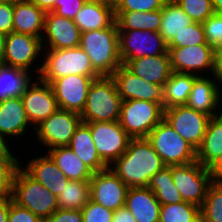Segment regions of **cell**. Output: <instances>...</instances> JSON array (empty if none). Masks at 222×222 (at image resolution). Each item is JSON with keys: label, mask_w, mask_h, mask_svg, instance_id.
<instances>
[{"label": "cell", "mask_w": 222, "mask_h": 222, "mask_svg": "<svg viewBox=\"0 0 222 222\" xmlns=\"http://www.w3.org/2000/svg\"><path fill=\"white\" fill-rule=\"evenodd\" d=\"M111 222H137L131 212L124 206L114 211Z\"/></svg>", "instance_id": "49"}, {"label": "cell", "mask_w": 222, "mask_h": 222, "mask_svg": "<svg viewBox=\"0 0 222 222\" xmlns=\"http://www.w3.org/2000/svg\"><path fill=\"white\" fill-rule=\"evenodd\" d=\"M9 216V196L0 200V222H8Z\"/></svg>", "instance_id": "51"}, {"label": "cell", "mask_w": 222, "mask_h": 222, "mask_svg": "<svg viewBox=\"0 0 222 222\" xmlns=\"http://www.w3.org/2000/svg\"><path fill=\"white\" fill-rule=\"evenodd\" d=\"M45 222H83L81 210L57 209Z\"/></svg>", "instance_id": "47"}, {"label": "cell", "mask_w": 222, "mask_h": 222, "mask_svg": "<svg viewBox=\"0 0 222 222\" xmlns=\"http://www.w3.org/2000/svg\"><path fill=\"white\" fill-rule=\"evenodd\" d=\"M32 131H34V127L27 118L21 97L0 101V135L9 145L13 144L15 148L12 141L23 142L21 139L30 135Z\"/></svg>", "instance_id": "20"}, {"label": "cell", "mask_w": 222, "mask_h": 222, "mask_svg": "<svg viewBox=\"0 0 222 222\" xmlns=\"http://www.w3.org/2000/svg\"><path fill=\"white\" fill-rule=\"evenodd\" d=\"M13 149L7 153H0V195L11 196L13 178L20 166L21 159L13 154Z\"/></svg>", "instance_id": "38"}, {"label": "cell", "mask_w": 222, "mask_h": 222, "mask_svg": "<svg viewBox=\"0 0 222 222\" xmlns=\"http://www.w3.org/2000/svg\"><path fill=\"white\" fill-rule=\"evenodd\" d=\"M83 222H111L114 211L89 200L81 210Z\"/></svg>", "instance_id": "42"}, {"label": "cell", "mask_w": 222, "mask_h": 222, "mask_svg": "<svg viewBox=\"0 0 222 222\" xmlns=\"http://www.w3.org/2000/svg\"><path fill=\"white\" fill-rule=\"evenodd\" d=\"M211 181L213 183L222 182V155L217 158L209 167Z\"/></svg>", "instance_id": "48"}, {"label": "cell", "mask_w": 222, "mask_h": 222, "mask_svg": "<svg viewBox=\"0 0 222 222\" xmlns=\"http://www.w3.org/2000/svg\"><path fill=\"white\" fill-rule=\"evenodd\" d=\"M201 222H222V184L211 183L203 205L200 207Z\"/></svg>", "instance_id": "37"}, {"label": "cell", "mask_w": 222, "mask_h": 222, "mask_svg": "<svg viewBox=\"0 0 222 222\" xmlns=\"http://www.w3.org/2000/svg\"><path fill=\"white\" fill-rule=\"evenodd\" d=\"M164 118V109L155 102L122 101L119 123L131 138H146Z\"/></svg>", "instance_id": "8"}, {"label": "cell", "mask_w": 222, "mask_h": 222, "mask_svg": "<svg viewBox=\"0 0 222 222\" xmlns=\"http://www.w3.org/2000/svg\"><path fill=\"white\" fill-rule=\"evenodd\" d=\"M29 71L0 64V101L21 97L27 86L35 79Z\"/></svg>", "instance_id": "30"}, {"label": "cell", "mask_w": 222, "mask_h": 222, "mask_svg": "<svg viewBox=\"0 0 222 222\" xmlns=\"http://www.w3.org/2000/svg\"><path fill=\"white\" fill-rule=\"evenodd\" d=\"M222 155V114L211 117L201 146L196 150V161L208 168Z\"/></svg>", "instance_id": "29"}, {"label": "cell", "mask_w": 222, "mask_h": 222, "mask_svg": "<svg viewBox=\"0 0 222 222\" xmlns=\"http://www.w3.org/2000/svg\"><path fill=\"white\" fill-rule=\"evenodd\" d=\"M148 187L153 191L161 205L183 202L181 194L173 182L169 166L156 172L152 176Z\"/></svg>", "instance_id": "34"}, {"label": "cell", "mask_w": 222, "mask_h": 222, "mask_svg": "<svg viewBox=\"0 0 222 222\" xmlns=\"http://www.w3.org/2000/svg\"><path fill=\"white\" fill-rule=\"evenodd\" d=\"M185 105L210 117L222 114V88L213 74L195 78Z\"/></svg>", "instance_id": "21"}, {"label": "cell", "mask_w": 222, "mask_h": 222, "mask_svg": "<svg viewBox=\"0 0 222 222\" xmlns=\"http://www.w3.org/2000/svg\"><path fill=\"white\" fill-rule=\"evenodd\" d=\"M14 0H0V32H13Z\"/></svg>", "instance_id": "46"}, {"label": "cell", "mask_w": 222, "mask_h": 222, "mask_svg": "<svg viewBox=\"0 0 222 222\" xmlns=\"http://www.w3.org/2000/svg\"><path fill=\"white\" fill-rule=\"evenodd\" d=\"M210 116L186 106L164 109V119L185 141L197 150L203 141Z\"/></svg>", "instance_id": "14"}, {"label": "cell", "mask_w": 222, "mask_h": 222, "mask_svg": "<svg viewBox=\"0 0 222 222\" xmlns=\"http://www.w3.org/2000/svg\"><path fill=\"white\" fill-rule=\"evenodd\" d=\"M193 22L175 0H167L162 7V22L159 34L168 44L176 34H179Z\"/></svg>", "instance_id": "33"}, {"label": "cell", "mask_w": 222, "mask_h": 222, "mask_svg": "<svg viewBox=\"0 0 222 222\" xmlns=\"http://www.w3.org/2000/svg\"><path fill=\"white\" fill-rule=\"evenodd\" d=\"M208 44L204 34L202 23L193 22L185 27L179 34L167 44V48H179Z\"/></svg>", "instance_id": "39"}, {"label": "cell", "mask_w": 222, "mask_h": 222, "mask_svg": "<svg viewBox=\"0 0 222 222\" xmlns=\"http://www.w3.org/2000/svg\"><path fill=\"white\" fill-rule=\"evenodd\" d=\"M57 200L58 209L82 210L90 200V182L69 180Z\"/></svg>", "instance_id": "35"}, {"label": "cell", "mask_w": 222, "mask_h": 222, "mask_svg": "<svg viewBox=\"0 0 222 222\" xmlns=\"http://www.w3.org/2000/svg\"><path fill=\"white\" fill-rule=\"evenodd\" d=\"M173 72L208 76L214 73L216 49L209 44L168 48Z\"/></svg>", "instance_id": "11"}, {"label": "cell", "mask_w": 222, "mask_h": 222, "mask_svg": "<svg viewBox=\"0 0 222 222\" xmlns=\"http://www.w3.org/2000/svg\"><path fill=\"white\" fill-rule=\"evenodd\" d=\"M10 145L3 139V137L0 135V153H7L11 151Z\"/></svg>", "instance_id": "55"}, {"label": "cell", "mask_w": 222, "mask_h": 222, "mask_svg": "<svg viewBox=\"0 0 222 222\" xmlns=\"http://www.w3.org/2000/svg\"><path fill=\"white\" fill-rule=\"evenodd\" d=\"M79 47L101 76H111L122 65L116 21L107 28L82 32Z\"/></svg>", "instance_id": "2"}, {"label": "cell", "mask_w": 222, "mask_h": 222, "mask_svg": "<svg viewBox=\"0 0 222 222\" xmlns=\"http://www.w3.org/2000/svg\"><path fill=\"white\" fill-rule=\"evenodd\" d=\"M81 122L80 114L58 109L35 126L31 135H36V141L39 142L37 144L41 143L46 152L47 149L67 146Z\"/></svg>", "instance_id": "9"}, {"label": "cell", "mask_w": 222, "mask_h": 222, "mask_svg": "<svg viewBox=\"0 0 222 222\" xmlns=\"http://www.w3.org/2000/svg\"><path fill=\"white\" fill-rule=\"evenodd\" d=\"M30 3L35 4L37 7L42 9L45 13L54 10L55 0H28Z\"/></svg>", "instance_id": "52"}, {"label": "cell", "mask_w": 222, "mask_h": 222, "mask_svg": "<svg viewBox=\"0 0 222 222\" xmlns=\"http://www.w3.org/2000/svg\"><path fill=\"white\" fill-rule=\"evenodd\" d=\"M118 30H149L159 32L162 22V9L151 12L115 11Z\"/></svg>", "instance_id": "31"}, {"label": "cell", "mask_w": 222, "mask_h": 222, "mask_svg": "<svg viewBox=\"0 0 222 222\" xmlns=\"http://www.w3.org/2000/svg\"><path fill=\"white\" fill-rule=\"evenodd\" d=\"M98 77L100 76L69 75L53 80L50 86L59 109L81 114L90 85Z\"/></svg>", "instance_id": "15"}, {"label": "cell", "mask_w": 222, "mask_h": 222, "mask_svg": "<svg viewBox=\"0 0 222 222\" xmlns=\"http://www.w3.org/2000/svg\"><path fill=\"white\" fill-rule=\"evenodd\" d=\"M90 182V200L117 210L125 206L128 186L108 167L92 174Z\"/></svg>", "instance_id": "16"}, {"label": "cell", "mask_w": 222, "mask_h": 222, "mask_svg": "<svg viewBox=\"0 0 222 222\" xmlns=\"http://www.w3.org/2000/svg\"><path fill=\"white\" fill-rule=\"evenodd\" d=\"M122 98L111 76H100L88 90L85 107L80 114L82 122L119 121Z\"/></svg>", "instance_id": "3"}, {"label": "cell", "mask_w": 222, "mask_h": 222, "mask_svg": "<svg viewBox=\"0 0 222 222\" xmlns=\"http://www.w3.org/2000/svg\"><path fill=\"white\" fill-rule=\"evenodd\" d=\"M45 153V155H44ZM27 161V162H26ZM20 166L36 181L46 186L56 197L62 192L67 185V179L64 173L57 167L52 158L43 151V155L33 156Z\"/></svg>", "instance_id": "22"}, {"label": "cell", "mask_w": 222, "mask_h": 222, "mask_svg": "<svg viewBox=\"0 0 222 222\" xmlns=\"http://www.w3.org/2000/svg\"><path fill=\"white\" fill-rule=\"evenodd\" d=\"M27 118L33 127L59 109L52 87L39 77L27 86L21 96Z\"/></svg>", "instance_id": "19"}, {"label": "cell", "mask_w": 222, "mask_h": 222, "mask_svg": "<svg viewBox=\"0 0 222 222\" xmlns=\"http://www.w3.org/2000/svg\"><path fill=\"white\" fill-rule=\"evenodd\" d=\"M206 41L218 49L222 46V15L213 14L202 23Z\"/></svg>", "instance_id": "41"}, {"label": "cell", "mask_w": 222, "mask_h": 222, "mask_svg": "<svg viewBox=\"0 0 222 222\" xmlns=\"http://www.w3.org/2000/svg\"><path fill=\"white\" fill-rule=\"evenodd\" d=\"M166 166L196 161V150L163 118L146 137Z\"/></svg>", "instance_id": "6"}, {"label": "cell", "mask_w": 222, "mask_h": 222, "mask_svg": "<svg viewBox=\"0 0 222 222\" xmlns=\"http://www.w3.org/2000/svg\"><path fill=\"white\" fill-rule=\"evenodd\" d=\"M102 1L106 6L112 8L114 11L121 5L123 0H100Z\"/></svg>", "instance_id": "54"}, {"label": "cell", "mask_w": 222, "mask_h": 222, "mask_svg": "<svg viewBox=\"0 0 222 222\" xmlns=\"http://www.w3.org/2000/svg\"><path fill=\"white\" fill-rule=\"evenodd\" d=\"M8 222H45L40 217L34 215L29 209L20 207L12 201L9 196V216Z\"/></svg>", "instance_id": "44"}, {"label": "cell", "mask_w": 222, "mask_h": 222, "mask_svg": "<svg viewBox=\"0 0 222 222\" xmlns=\"http://www.w3.org/2000/svg\"><path fill=\"white\" fill-rule=\"evenodd\" d=\"M173 182L183 201L203 205L207 189L212 183L209 169L198 161L184 165H170Z\"/></svg>", "instance_id": "10"}, {"label": "cell", "mask_w": 222, "mask_h": 222, "mask_svg": "<svg viewBox=\"0 0 222 222\" xmlns=\"http://www.w3.org/2000/svg\"><path fill=\"white\" fill-rule=\"evenodd\" d=\"M122 65L144 81L162 86L168 81L173 72L168 51L162 55L122 61Z\"/></svg>", "instance_id": "23"}, {"label": "cell", "mask_w": 222, "mask_h": 222, "mask_svg": "<svg viewBox=\"0 0 222 222\" xmlns=\"http://www.w3.org/2000/svg\"><path fill=\"white\" fill-rule=\"evenodd\" d=\"M6 34L0 32V64H3V58L5 54Z\"/></svg>", "instance_id": "53"}, {"label": "cell", "mask_w": 222, "mask_h": 222, "mask_svg": "<svg viewBox=\"0 0 222 222\" xmlns=\"http://www.w3.org/2000/svg\"><path fill=\"white\" fill-rule=\"evenodd\" d=\"M12 201L29 209L46 221L57 209V197L43 184L32 178L21 166L15 172L12 186Z\"/></svg>", "instance_id": "4"}, {"label": "cell", "mask_w": 222, "mask_h": 222, "mask_svg": "<svg viewBox=\"0 0 222 222\" xmlns=\"http://www.w3.org/2000/svg\"><path fill=\"white\" fill-rule=\"evenodd\" d=\"M87 0H55L53 12L73 19Z\"/></svg>", "instance_id": "45"}, {"label": "cell", "mask_w": 222, "mask_h": 222, "mask_svg": "<svg viewBox=\"0 0 222 222\" xmlns=\"http://www.w3.org/2000/svg\"><path fill=\"white\" fill-rule=\"evenodd\" d=\"M115 11L100 0H87L73 18L80 32L100 30L115 22Z\"/></svg>", "instance_id": "25"}, {"label": "cell", "mask_w": 222, "mask_h": 222, "mask_svg": "<svg viewBox=\"0 0 222 222\" xmlns=\"http://www.w3.org/2000/svg\"><path fill=\"white\" fill-rule=\"evenodd\" d=\"M164 167L147 138H132L124 154L109 166L128 188L148 187L152 176Z\"/></svg>", "instance_id": "1"}, {"label": "cell", "mask_w": 222, "mask_h": 222, "mask_svg": "<svg viewBox=\"0 0 222 222\" xmlns=\"http://www.w3.org/2000/svg\"><path fill=\"white\" fill-rule=\"evenodd\" d=\"M125 207L137 222H159L161 204L149 187L128 188Z\"/></svg>", "instance_id": "24"}, {"label": "cell", "mask_w": 222, "mask_h": 222, "mask_svg": "<svg viewBox=\"0 0 222 222\" xmlns=\"http://www.w3.org/2000/svg\"><path fill=\"white\" fill-rule=\"evenodd\" d=\"M197 75L172 72L163 86L164 109L185 105Z\"/></svg>", "instance_id": "32"}, {"label": "cell", "mask_w": 222, "mask_h": 222, "mask_svg": "<svg viewBox=\"0 0 222 222\" xmlns=\"http://www.w3.org/2000/svg\"><path fill=\"white\" fill-rule=\"evenodd\" d=\"M119 53L122 61L139 57L162 55L168 51L167 43L159 32L149 30H118Z\"/></svg>", "instance_id": "13"}, {"label": "cell", "mask_w": 222, "mask_h": 222, "mask_svg": "<svg viewBox=\"0 0 222 222\" xmlns=\"http://www.w3.org/2000/svg\"><path fill=\"white\" fill-rule=\"evenodd\" d=\"M167 0H123L115 11L151 12L162 9Z\"/></svg>", "instance_id": "43"}, {"label": "cell", "mask_w": 222, "mask_h": 222, "mask_svg": "<svg viewBox=\"0 0 222 222\" xmlns=\"http://www.w3.org/2000/svg\"><path fill=\"white\" fill-rule=\"evenodd\" d=\"M39 78L47 83L69 76H101L92 66L89 56L81 47L43 50Z\"/></svg>", "instance_id": "5"}, {"label": "cell", "mask_w": 222, "mask_h": 222, "mask_svg": "<svg viewBox=\"0 0 222 222\" xmlns=\"http://www.w3.org/2000/svg\"><path fill=\"white\" fill-rule=\"evenodd\" d=\"M215 14L222 15V0H212Z\"/></svg>", "instance_id": "56"}, {"label": "cell", "mask_w": 222, "mask_h": 222, "mask_svg": "<svg viewBox=\"0 0 222 222\" xmlns=\"http://www.w3.org/2000/svg\"><path fill=\"white\" fill-rule=\"evenodd\" d=\"M123 101L143 100L158 103L164 109L163 86L146 82L121 65L112 75Z\"/></svg>", "instance_id": "18"}, {"label": "cell", "mask_w": 222, "mask_h": 222, "mask_svg": "<svg viewBox=\"0 0 222 222\" xmlns=\"http://www.w3.org/2000/svg\"><path fill=\"white\" fill-rule=\"evenodd\" d=\"M159 222H201L200 207L186 201L161 205Z\"/></svg>", "instance_id": "36"}, {"label": "cell", "mask_w": 222, "mask_h": 222, "mask_svg": "<svg viewBox=\"0 0 222 222\" xmlns=\"http://www.w3.org/2000/svg\"><path fill=\"white\" fill-rule=\"evenodd\" d=\"M81 32L73 19L46 12L42 35L43 50L69 49L80 46Z\"/></svg>", "instance_id": "17"}, {"label": "cell", "mask_w": 222, "mask_h": 222, "mask_svg": "<svg viewBox=\"0 0 222 222\" xmlns=\"http://www.w3.org/2000/svg\"><path fill=\"white\" fill-rule=\"evenodd\" d=\"M182 10L194 21L203 23L215 14L212 0H175Z\"/></svg>", "instance_id": "40"}, {"label": "cell", "mask_w": 222, "mask_h": 222, "mask_svg": "<svg viewBox=\"0 0 222 222\" xmlns=\"http://www.w3.org/2000/svg\"><path fill=\"white\" fill-rule=\"evenodd\" d=\"M93 172L107 169L109 166L100 158L94 145L90 126L81 122L67 145Z\"/></svg>", "instance_id": "27"}, {"label": "cell", "mask_w": 222, "mask_h": 222, "mask_svg": "<svg viewBox=\"0 0 222 222\" xmlns=\"http://www.w3.org/2000/svg\"><path fill=\"white\" fill-rule=\"evenodd\" d=\"M45 12L28 0H14L13 32L42 38Z\"/></svg>", "instance_id": "26"}, {"label": "cell", "mask_w": 222, "mask_h": 222, "mask_svg": "<svg viewBox=\"0 0 222 222\" xmlns=\"http://www.w3.org/2000/svg\"><path fill=\"white\" fill-rule=\"evenodd\" d=\"M57 167L69 180L90 181L93 172L68 146L54 147L46 151Z\"/></svg>", "instance_id": "28"}, {"label": "cell", "mask_w": 222, "mask_h": 222, "mask_svg": "<svg viewBox=\"0 0 222 222\" xmlns=\"http://www.w3.org/2000/svg\"><path fill=\"white\" fill-rule=\"evenodd\" d=\"M42 56L41 38L16 32H10L6 35L3 64L29 71L34 77H38L42 67ZM37 63L39 66L35 65Z\"/></svg>", "instance_id": "7"}, {"label": "cell", "mask_w": 222, "mask_h": 222, "mask_svg": "<svg viewBox=\"0 0 222 222\" xmlns=\"http://www.w3.org/2000/svg\"><path fill=\"white\" fill-rule=\"evenodd\" d=\"M92 139L100 158L110 166L124 154L132 139L119 121L90 122Z\"/></svg>", "instance_id": "12"}, {"label": "cell", "mask_w": 222, "mask_h": 222, "mask_svg": "<svg viewBox=\"0 0 222 222\" xmlns=\"http://www.w3.org/2000/svg\"><path fill=\"white\" fill-rule=\"evenodd\" d=\"M213 76L222 88V46L216 49L215 52V69Z\"/></svg>", "instance_id": "50"}]
</instances>
